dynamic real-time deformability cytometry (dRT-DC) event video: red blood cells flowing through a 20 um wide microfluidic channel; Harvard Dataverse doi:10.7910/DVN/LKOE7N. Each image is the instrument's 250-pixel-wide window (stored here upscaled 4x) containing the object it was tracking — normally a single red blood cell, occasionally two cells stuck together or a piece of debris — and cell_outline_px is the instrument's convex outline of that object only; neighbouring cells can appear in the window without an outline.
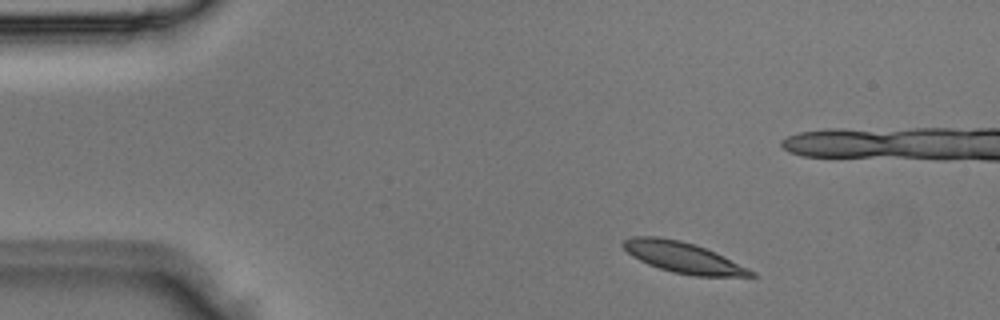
{"species": "Egyptian fruit bat (a non-hibernating species)", "species_latin": "Rousettus aegyptiacus", "temperature_condition": "room temperature", "stored_images_in_passage": 5, "camera_frame_rate_fps": 3000, "um_per_image_px": 0.085, "animal": {"sex": "male"}, "frame": {"image": 1, "passage_image": 1, "time_ms": 0.0, "image_size_px": [1000, 320], "cell_outline_px": [[756, 276], [696, 276], [672, 272], [648, 264], [632, 256], [620, 244], [624, 240], [632, 236], [656, 236], [680, 240], [704, 248], [748, 268], [756, 272]], "centroid_in_image_um": [58.01, 21.88], "position_along_channel_um": 27.0, "area_um2": 22.48}}
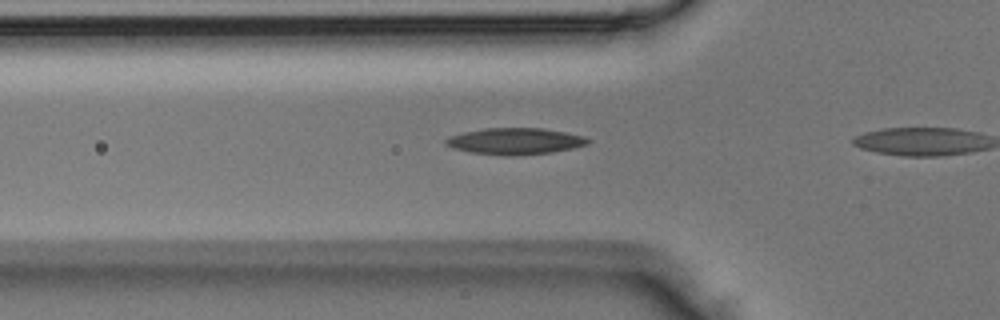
{"frame": {"image": 2, "passage_image": 4, "time_ms": 1.0, "image_size_px": [1000, 320], "cell_outline_px": [[592, 140], [588, 144], [572, 148], [552, 152], [508, 156], [504, 156], [472, 152], [452, 148], [444, 144], [444, 140], [448, 136], [464, 132], [484, 128], [540, 128], [564, 132], [584, 136]], "centroid_in_image_um": [43.75, 12.0], "position_along_channel_um": 82.0, "area_um2": 21.91}}